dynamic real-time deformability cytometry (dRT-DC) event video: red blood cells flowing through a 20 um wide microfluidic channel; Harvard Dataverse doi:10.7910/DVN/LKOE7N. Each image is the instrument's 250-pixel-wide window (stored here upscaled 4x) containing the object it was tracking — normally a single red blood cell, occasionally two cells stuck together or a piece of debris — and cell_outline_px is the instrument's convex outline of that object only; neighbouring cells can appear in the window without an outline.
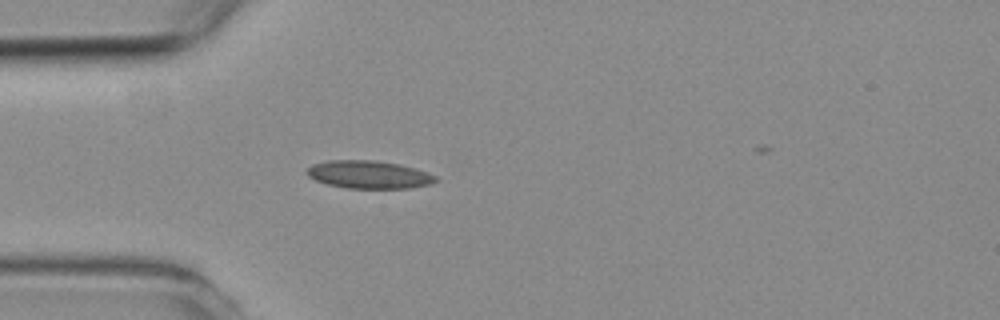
{"species": "common noctule bat (a hibernating species)", "species_latin": "Nyctalus noctula", "temperature_condition": "room temperature", "stored_images_in_passage": 3, "camera_frame_rate_fps": 3000, "um_per_image_px": 0.085, "animal": {"sex": "female", "body_mass_g": 19.3, "forearm_length_mm": 54.1}, "frame": {"image": 1, "passage_image": 3, "time_ms": 4.0, "image_size_px": [1000, 320], "cell_outline_px": [[440, 180], [432, 184], [408, 188], [348, 188], [328, 184], [316, 180], [308, 176], [304, 172], [312, 164], [328, 160], [372, 160], [400, 164], [416, 168], [436, 176]], "centroid_in_image_um": [31.37, 14.83], "position_along_channel_um": 53.6, "area_um2": 20.98}}